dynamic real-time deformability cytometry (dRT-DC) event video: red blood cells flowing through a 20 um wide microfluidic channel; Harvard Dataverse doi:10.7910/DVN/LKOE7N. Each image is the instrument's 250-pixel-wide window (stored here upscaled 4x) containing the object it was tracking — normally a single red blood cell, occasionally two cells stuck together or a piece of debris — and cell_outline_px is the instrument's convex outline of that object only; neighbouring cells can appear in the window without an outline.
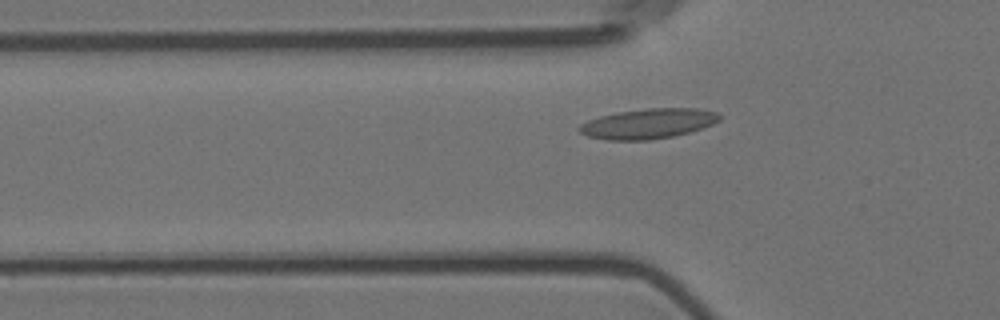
{"species": "Egyptian fruit bat (a non-hibernating species)", "species_latin": "Rousettus aegyptiacus", "temperature_condition": "room temperature", "stored_images_in_passage": 43, "camera_frame_rate_fps": 3000, "um_per_image_px": 0.085, "animal": {"sex": "female"}, "frame": {"image": 1, "passage_image": 11, "time_ms": 3.333, "image_size_px": [1000, 320], "cell_outline_px": [[720, 120], [704, 128], [672, 136], [648, 140], [608, 140], [588, 136], [580, 132], [576, 128], [580, 124], [588, 120], [600, 116], [616, 112], [648, 108], [696, 108], [720, 112]], "centroid_in_image_um": [55.1, 10.5], "position_along_channel_um": 70.7, "area_um2": 24.62}}
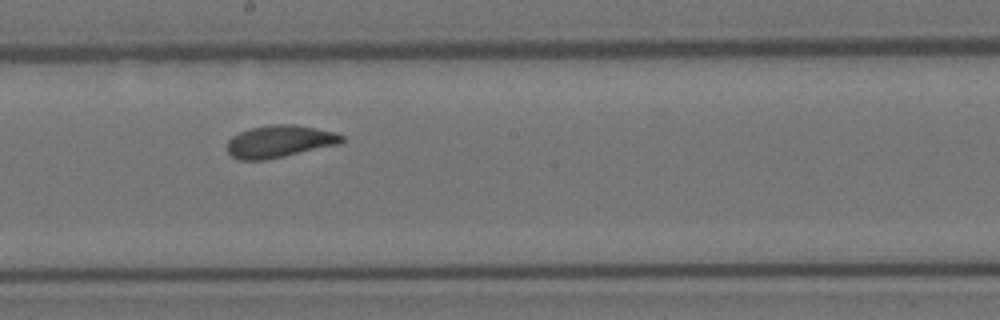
{"frame": {"image": 2, "passage_image": 24, "time_ms": 7.667, "image_size_px": [1000, 320], "cell_outline_px": [[344, 140], [340, 144], [268, 160], [240, 160], [232, 156], [228, 152], [228, 140], [232, 136], [240, 132], [252, 128], [268, 124], [296, 124], [336, 132], [344, 136]], "centroid_in_image_um": [23.79, 12.02], "position_along_channel_um": 224.4, "area_um2": 21.73}}
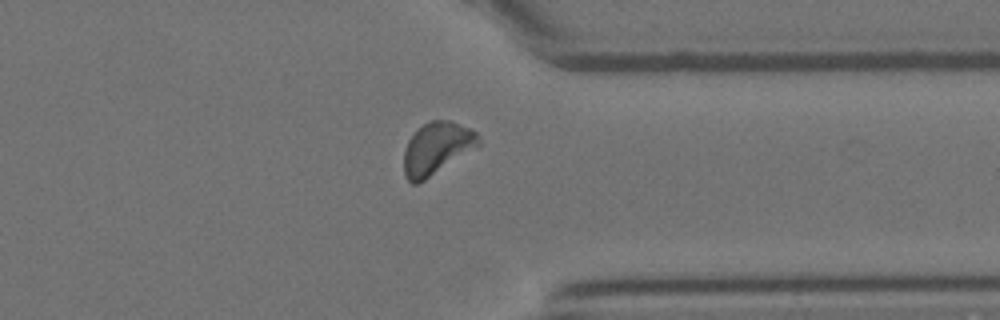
{"frame": {"image": 3, "passage_image": 37, "time_ms": 12.0, "image_size_px": [1000, 320], "cell_outline_px": [[480, 144], [424, 180], [416, 184], [412, 184], [408, 180], [404, 172], [404, 152], [408, 140], [424, 124], [432, 120], [452, 120], [476, 132], [480, 136]], "centroid_in_image_um": [37.12, 12.59], "position_along_channel_um": 374.3, "area_um2": 22.14}, "authors_computed_cell_mechanics": {"area_um2": 21.7328, "velocity_mm_per_s": 3.5315, "shape_relaxation_time_tau1_ms": 3.0203, "shape_relaxation_time_tau2_ms": 1.2202, "deformation_change_tau1": 0.0986, "deformation_change_tau2": 0.0601}}